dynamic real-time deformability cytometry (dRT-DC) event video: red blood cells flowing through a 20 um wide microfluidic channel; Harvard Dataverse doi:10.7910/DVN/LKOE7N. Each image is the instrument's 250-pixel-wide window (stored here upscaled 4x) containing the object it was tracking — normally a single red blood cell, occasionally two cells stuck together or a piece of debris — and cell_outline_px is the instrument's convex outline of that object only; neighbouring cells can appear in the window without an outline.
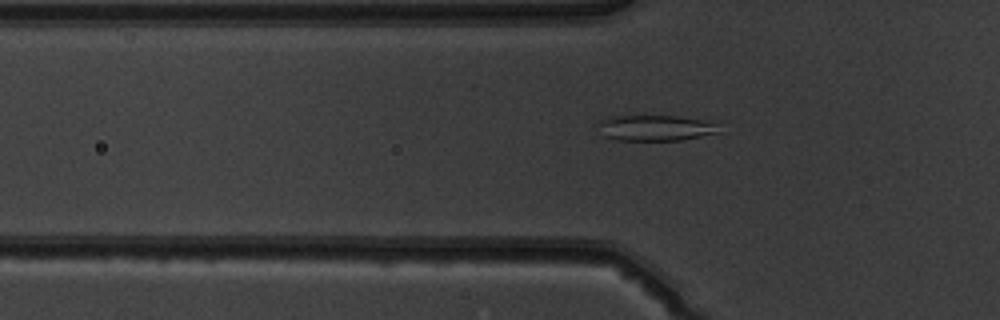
{"species": "common noctule bat (a hibernating species)", "species_latin": "Nyctalus noctula", "temperature_condition": "warm", "stored_images_in_passage": 47, "camera_frame_rate_fps": 3000, "um_per_image_px": 0.085, "animal": {"sex": "male", "body_mass_g": 19.5, "forearm_length_mm": 54.6}, "frame": {"image": 1, "passage_image": 17, "time_ms": 5.333, "image_size_px": [1000, 320], "cell_outline_px": [[720, 132], [680, 140], [616, 140], [604, 136], [596, 124], [600, 120], [608, 116], [680, 116], [720, 120]], "centroid_in_image_um": [55.82, 10.85], "position_along_channel_um": 70.0, "area_um2": 18.73}}
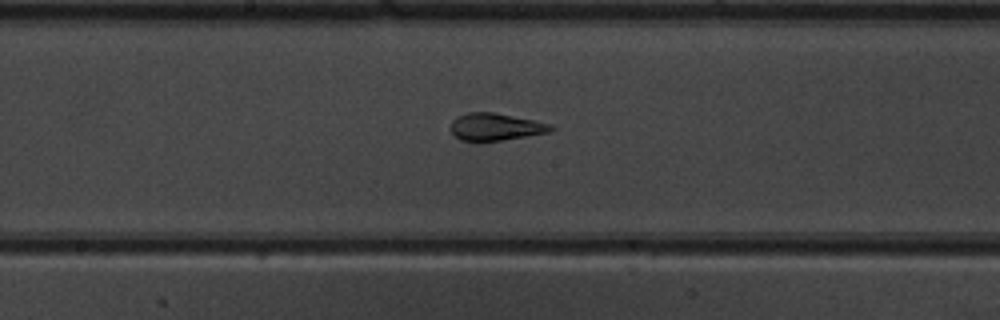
{"frame": {"image": 2, "passage_image": 27, "time_ms": 8.667, "image_size_px": [1000, 320], "cell_outline_px": [[556, 128], [548, 132], [528, 136], [500, 140], [460, 140], [452, 132], [452, 120], [456, 116], [468, 112], [492, 112], [536, 120], [552, 124]], "centroid_in_image_um": [42.16, 10.76], "position_along_channel_um": 206.0, "area_um2": 15.78}}
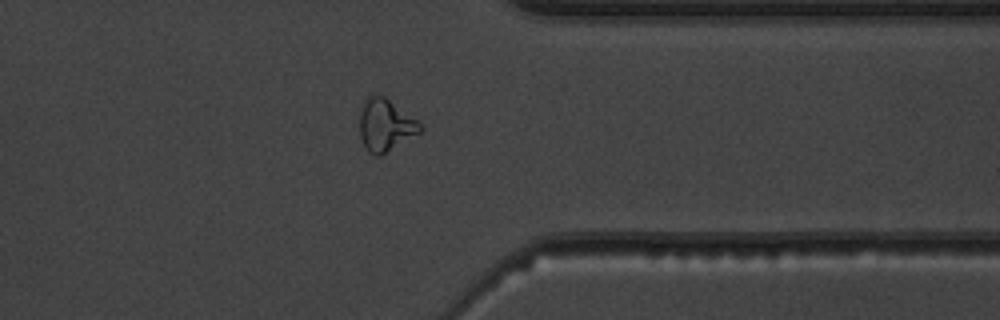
{"frame": {"image": 3, "passage_image": 40, "time_ms": 13.0, "image_size_px": [1000, 320], "cell_outline_px": [[424, 128], [420, 132], [380, 156], [376, 156], [368, 152], [360, 136], [360, 112], [364, 100], [368, 96], [384, 96], [416, 120]], "centroid_in_image_um": [32.74, 10.65], "position_along_channel_um": 378.7, "area_um2": 17.98}}